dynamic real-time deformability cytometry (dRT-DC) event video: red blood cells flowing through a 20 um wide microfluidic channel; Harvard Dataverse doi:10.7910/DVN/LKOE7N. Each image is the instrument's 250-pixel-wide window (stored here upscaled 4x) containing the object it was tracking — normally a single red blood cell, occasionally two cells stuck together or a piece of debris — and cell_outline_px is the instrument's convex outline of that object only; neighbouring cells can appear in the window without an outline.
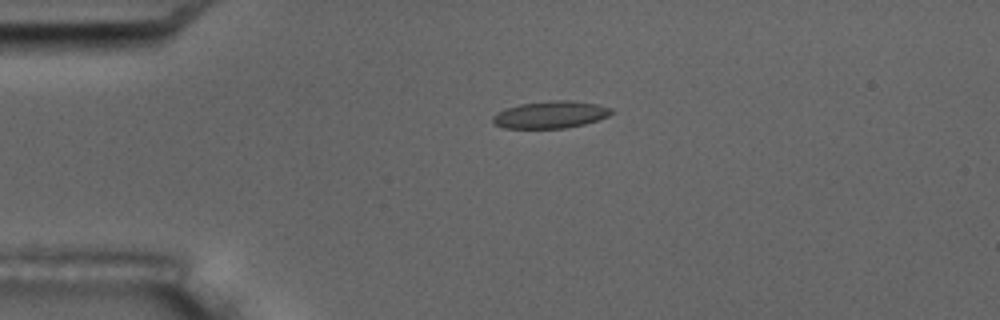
{"species": "common noctule bat (a hibernating species)", "species_latin": "Nyctalus noctula", "temperature_condition": "room temperature", "stored_images_in_passage": 6, "camera_frame_rate_fps": 3000, "um_per_image_px": 0.085, "animal": {"sex": "male", "body_mass_g": 17.5, "forearm_length_mm": 52.3}, "frame": {"image": 1, "passage_image": 4, "time_ms": 3.667, "image_size_px": [1000, 320], "cell_outline_px": [[616, 112], [608, 116], [584, 124], [564, 128], [504, 128], [492, 124], [492, 116], [496, 112], [504, 108], [520, 104], [552, 100], [572, 100], [596, 104], [612, 108]], "centroid_in_image_um": [46.76, 9.74], "position_along_channel_um": 38.2, "area_um2": 18.96}}
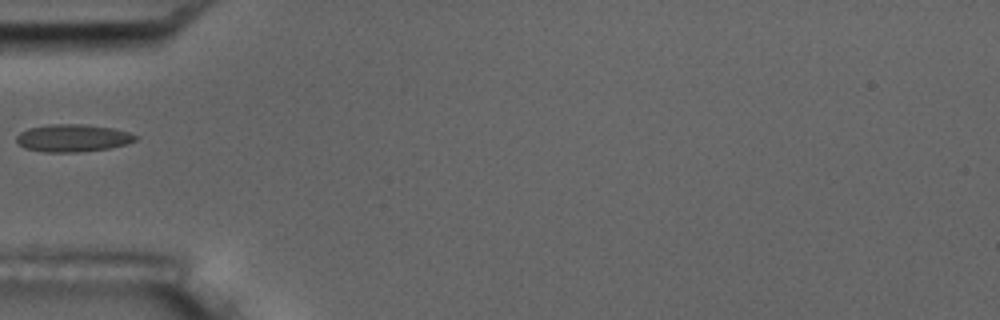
{"frame": {"image": 2, "passage_image": 6, "time_ms": 5.667, "image_size_px": [1000, 320], "cell_outline_px": [[140, 136], [136, 140], [128, 144], [108, 148], [80, 152], [44, 152], [24, 148], [16, 140], [16, 136], [20, 132], [28, 128], [48, 124], [80, 124], [112, 128], [128, 132]], "centroid_in_image_um": [6.19, 11.73], "position_along_channel_um": 78.8, "area_um2": 19.13}}